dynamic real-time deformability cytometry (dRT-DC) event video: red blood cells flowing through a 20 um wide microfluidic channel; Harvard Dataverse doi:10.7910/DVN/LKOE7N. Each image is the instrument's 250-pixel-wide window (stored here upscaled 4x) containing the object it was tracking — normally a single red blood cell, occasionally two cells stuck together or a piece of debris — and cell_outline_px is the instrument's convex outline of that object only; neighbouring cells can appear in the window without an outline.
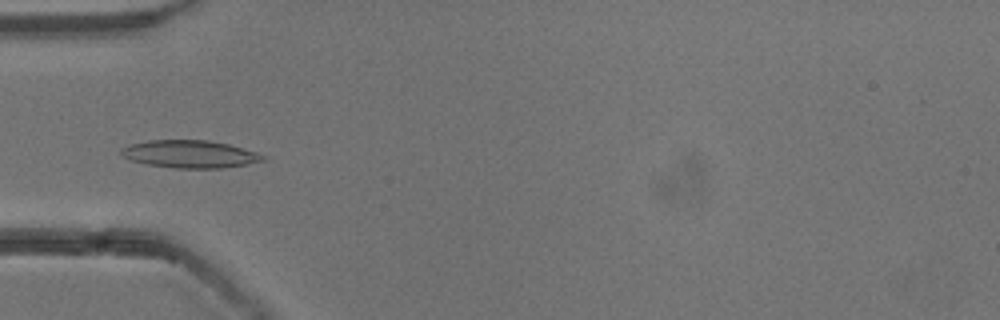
{"species": "common noctule bat (a hibernating species)", "species_latin": "Nyctalus noctula", "temperature_condition": "cold", "stored_images_in_passage": 26, "camera_frame_rate_fps": 3000, "um_per_image_px": 0.085, "animal": {"sex": "male", "body_mass_g": 13.3}, "frame": {"image": 1, "passage_image": 8, "time_ms": 2.333, "image_size_px": [1000, 320], "cell_outline_px": [[268, 160], [248, 164], [220, 168], [176, 168], [148, 164], [132, 160], [120, 156], [120, 148], [128, 144], [148, 140], [208, 140], [228, 144], [256, 152], [264, 156]], "centroid_in_image_um": [16.11, 13.09], "position_along_channel_um": 68.9, "area_um2": 22.83}}
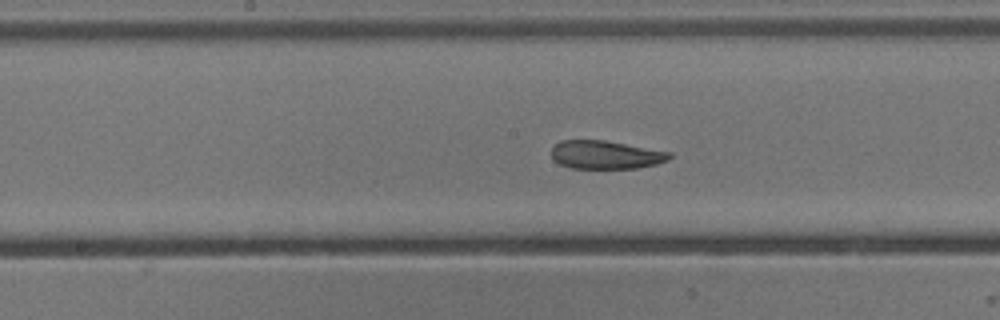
{"frame": {"image": 2, "passage_image": 18, "time_ms": 5.667, "image_size_px": [1000, 320], "cell_outline_px": [[672, 156], [668, 160], [656, 164], [636, 168], [572, 168], [560, 164], [552, 160], [552, 148], [560, 140], [604, 140], [672, 152]], "centroid_in_image_um": [51.48, 13.15], "position_along_channel_um": 196.7, "area_um2": 19.48}}
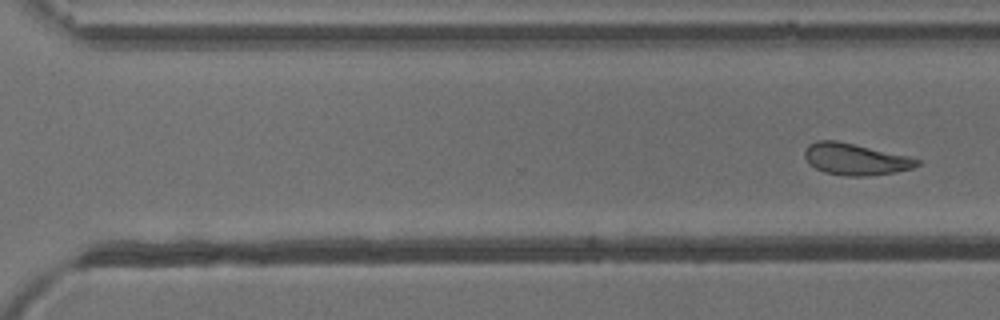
{"frame": {"image": 3, "passage_image": 26, "time_ms": 8.333, "image_size_px": [1000, 320], "cell_outline_px": [[920, 164], [912, 168], [896, 172], [864, 176], [848, 176], [824, 172], [808, 164], [804, 156], [804, 152], [808, 144], [816, 140], [836, 140], [908, 156], [920, 160]], "centroid_in_image_um": [72.67, 13.53], "position_along_channel_um": 297.9, "area_um2": 20.63}}